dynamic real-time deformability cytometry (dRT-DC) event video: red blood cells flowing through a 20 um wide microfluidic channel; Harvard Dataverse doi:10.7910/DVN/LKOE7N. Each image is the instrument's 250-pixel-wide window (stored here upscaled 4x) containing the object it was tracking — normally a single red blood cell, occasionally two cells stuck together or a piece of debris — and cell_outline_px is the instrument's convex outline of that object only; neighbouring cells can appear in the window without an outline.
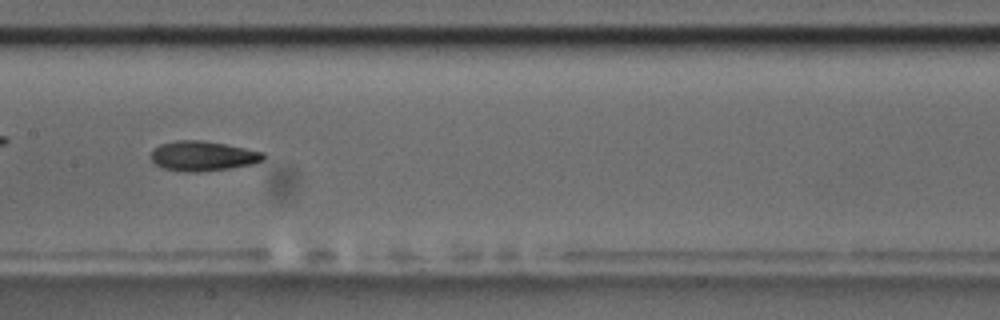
{"species": "common noctule bat (a hibernating species)", "species_latin": "Nyctalus noctula", "temperature_condition": "room temperature", "stored_images_in_passage": 11, "camera_frame_rate_fps": 3000, "um_per_image_px": 0.085, "animal": {"sex": "male", "body_mass_g": 17.5, "forearm_length_mm": 52.3}, "frame": {"image": 1, "passage_image": 8, "time_ms": 7.667, "image_size_px": [1000, 320], "cell_outline_px": [[264, 160], [252, 164], [228, 168], [200, 172], [184, 172], [164, 168], [156, 164], [148, 156], [152, 148], [160, 144], [176, 140], [200, 140], [224, 144], [264, 152]], "centroid_in_image_um": [17.18, 13.26], "position_along_channel_um": 190.2, "area_um2": 19.59}}
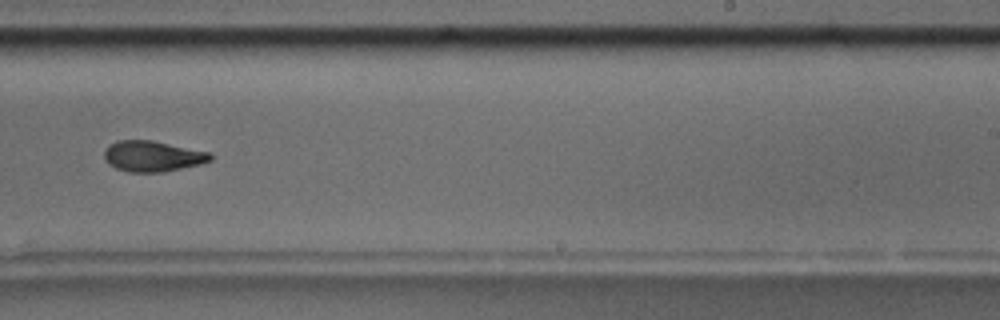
{"frame": {"image": 2, "passage_image": 10, "time_ms": 10.0, "image_size_px": [1000, 320], "cell_outline_px": [[212, 160], [200, 164], [160, 172], [128, 172], [116, 168], [108, 164], [104, 160], [104, 152], [108, 144], [116, 140], [152, 140], [212, 152]], "centroid_in_image_um": [12.95, 13.26], "position_along_channel_um": 276.0, "area_um2": 19.19}}